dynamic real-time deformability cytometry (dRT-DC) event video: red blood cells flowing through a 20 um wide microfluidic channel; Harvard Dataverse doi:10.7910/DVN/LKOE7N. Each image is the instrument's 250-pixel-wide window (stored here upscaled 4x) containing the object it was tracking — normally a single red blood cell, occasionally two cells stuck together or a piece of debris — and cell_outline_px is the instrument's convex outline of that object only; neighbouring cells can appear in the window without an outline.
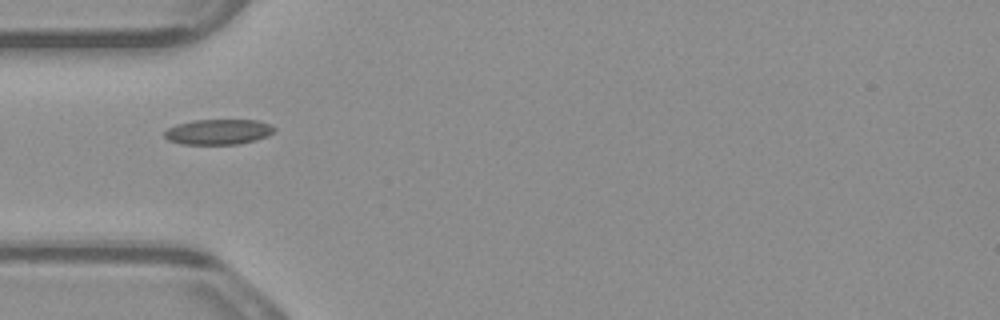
{"species": "common noctule bat (a hibernating species)", "species_latin": "Nyctalus noctula", "temperature_condition": "warm", "stored_images_in_passage": 3, "camera_frame_rate_fps": 3000, "um_per_image_px": 0.085, "animal": {"sex": "male", "body_mass_g": 23.1, "forearm_length_mm": 52.7}, "frame": {"image": 1, "passage_image": 1, "time_ms": 0.0, "image_size_px": [1000, 320], "cell_outline_px": [[276, 128], [268, 136], [256, 140], [236, 144], [184, 144], [168, 140], [164, 136], [164, 132], [168, 128], [176, 124], [196, 120], [260, 120]], "centroid_in_image_um": [18.56, 11.2], "position_along_channel_um": 66.4, "area_um2": 16.13}}
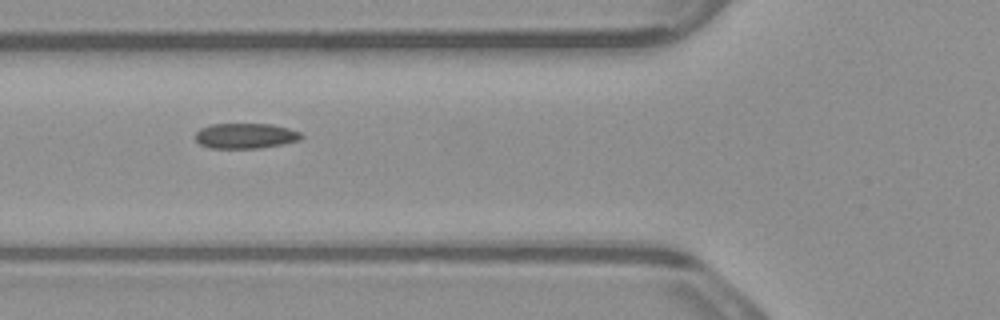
{"frame": {"image": 2, "passage_image": 2, "time_ms": 0.333, "image_size_px": [1000, 320], "cell_outline_px": [[304, 136], [300, 140], [260, 148], [212, 148], [200, 144], [196, 140], [196, 132], [200, 128], [208, 124], [272, 124], [288, 128], [300, 132]], "centroid_in_image_um": [20.86, 11.54], "position_along_channel_um": 104.9, "area_um2": 15.61}}
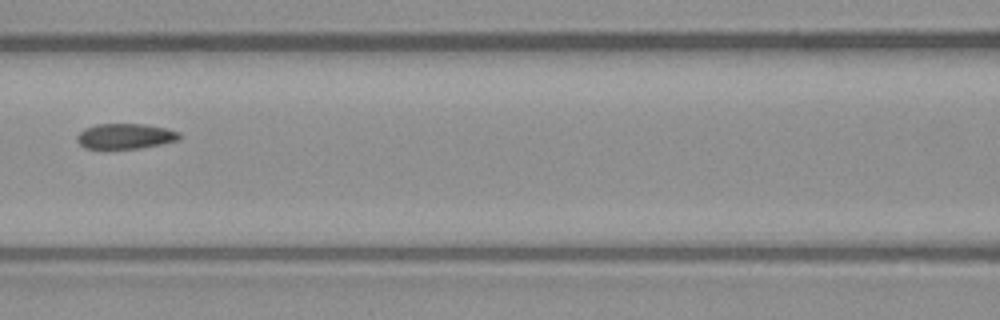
{"frame": {"image": 3, "passage_image": 3, "time_ms": 0.667, "image_size_px": [1000, 320], "cell_outline_px": [[180, 140], [140, 148], [104, 152], [84, 148], [76, 140], [76, 136], [84, 128], [96, 124], [144, 124], [164, 128], [180, 132]], "centroid_in_image_um": [10.57, 11.63], "position_along_channel_um": 156.0, "area_um2": 15.84}}